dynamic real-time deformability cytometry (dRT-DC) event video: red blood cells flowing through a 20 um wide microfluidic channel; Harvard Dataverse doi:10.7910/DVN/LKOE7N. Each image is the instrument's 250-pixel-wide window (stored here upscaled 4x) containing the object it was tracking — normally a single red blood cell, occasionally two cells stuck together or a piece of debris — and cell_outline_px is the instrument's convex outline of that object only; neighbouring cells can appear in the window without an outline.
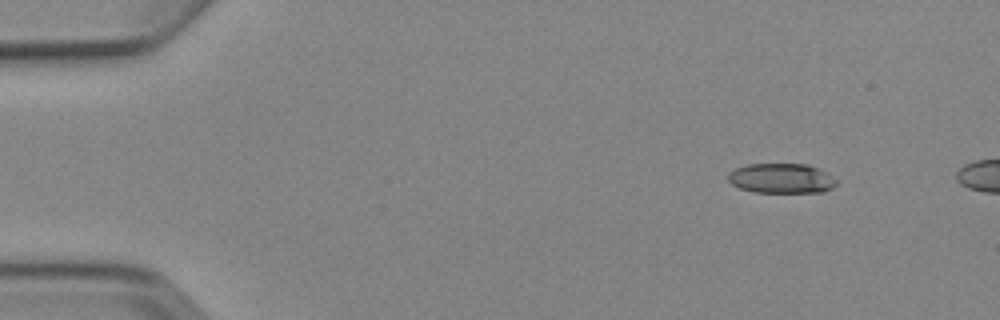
{"species": "Egyptian fruit bat (a non-hibernating species)", "species_latin": "Rousettus aegyptiacus", "temperature_condition": "cold", "stored_images_in_passage": 3, "camera_frame_rate_fps": 3000, "um_per_image_px": 0.085, "animal": {"sex": "female"}, "frame": {"image": 1, "passage_image": 1, "time_ms": 0.0, "image_size_px": [1000, 320], "cell_outline_px": [[840, 180], [832, 188], [824, 192], [752, 192], [740, 188], [732, 184], [728, 180], [728, 172], [736, 168], [748, 164], [808, 164], [820, 168], [828, 172]], "centroid_in_image_um": [66.48, 15.15], "position_along_channel_um": 18.5, "area_um2": 19.19}}